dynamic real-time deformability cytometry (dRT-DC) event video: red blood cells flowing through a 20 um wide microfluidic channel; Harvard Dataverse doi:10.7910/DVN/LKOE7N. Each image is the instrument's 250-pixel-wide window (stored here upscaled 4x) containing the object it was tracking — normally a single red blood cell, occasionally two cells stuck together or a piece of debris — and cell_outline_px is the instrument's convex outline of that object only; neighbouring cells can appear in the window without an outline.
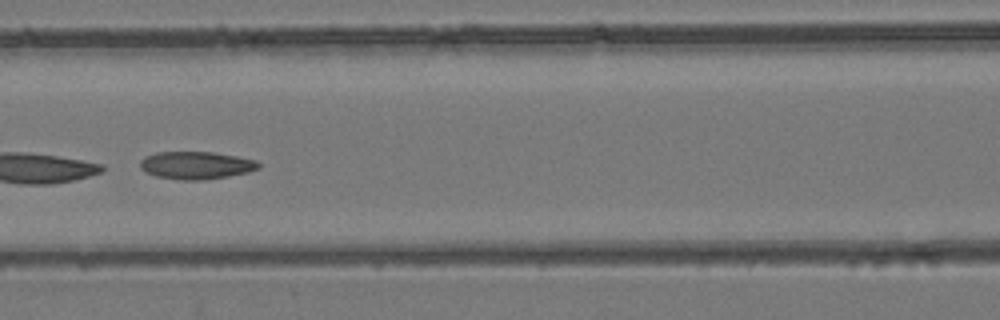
{"species": "common noctule bat (a hibernating species)", "species_latin": "Nyctalus noctula", "temperature_condition": "room temperature", "stored_images_in_passage": 9, "camera_frame_rate_fps": 3000, "um_per_image_px": 0.085, "animal": {"sex": "female", "body_mass_g": 24.6, "forearm_length_mm": 56.2}, "frame": {"image": 1, "passage_image": 7, "time_ms": 2.0, "image_size_px": [1000, 320], "cell_outline_px": [[260, 168], [248, 172], [228, 176], [200, 180], [180, 180], [156, 176], [144, 172], [140, 168], [140, 160], [144, 156], [156, 152], [212, 152], [236, 156], [256, 160], [260, 164]], "centroid_in_image_um": [16.64, 14.05], "position_along_channel_um": 150.0, "area_um2": 19.13}}
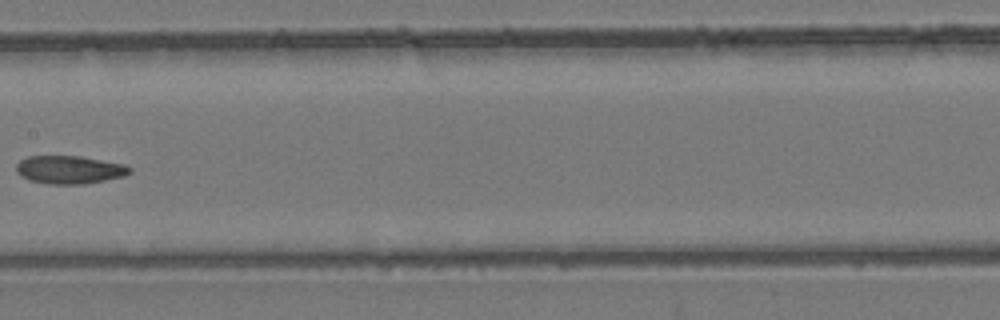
{"frame": {"image": 2, "passage_image": 8, "time_ms": 2.333, "image_size_px": [1000, 320], "cell_outline_px": [[132, 172], [124, 176], [84, 184], [48, 184], [28, 180], [20, 176], [16, 172], [16, 164], [20, 160], [28, 156], [80, 156], [124, 164], [132, 168]], "centroid_in_image_um": [5.88, 14.43], "position_along_channel_um": 201.5, "area_um2": 18.67}}
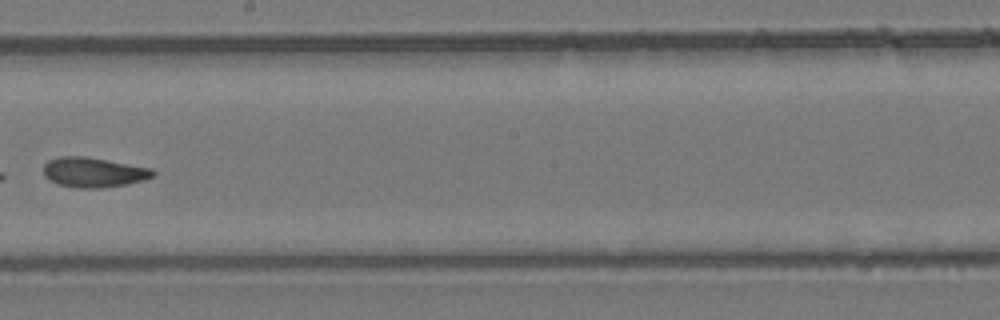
{"frame": {"image": 3, "passage_image": 9, "time_ms": 2.667, "image_size_px": [1000, 320], "cell_outline_px": [[156, 176], [144, 180], [128, 184], [104, 188], [76, 188], [60, 184], [48, 180], [44, 176], [44, 164], [48, 160], [60, 156], [84, 156], [152, 168], [156, 172]], "centroid_in_image_um": [7.97, 14.65], "position_along_channel_um": 240.2, "area_um2": 19.25}}